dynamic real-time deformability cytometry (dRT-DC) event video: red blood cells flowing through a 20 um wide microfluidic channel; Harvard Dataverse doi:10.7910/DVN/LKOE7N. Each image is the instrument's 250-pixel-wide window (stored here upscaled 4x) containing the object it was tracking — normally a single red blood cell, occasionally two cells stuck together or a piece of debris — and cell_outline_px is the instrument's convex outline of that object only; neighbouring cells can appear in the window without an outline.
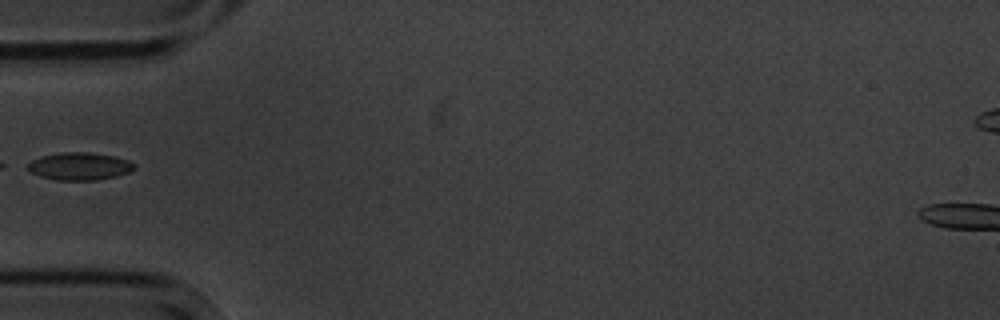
{"species": "common noctule bat (a hibernating species)", "species_latin": "Nyctalus noctula", "temperature_condition": "cold", "stored_images_in_passage": 6, "camera_frame_rate_fps": 3000, "um_per_image_px": 0.085, "animal": {"sex": "male", "body_mass_g": 20.1, "forearm_length_mm": 53.5}, "frame": {"image": 1, "passage_image": 6, "time_ms": 5.667, "image_size_px": [1000, 320], "cell_outline_px": [[136, 168], [128, 172], [116, 176], [96, 180], [56, 180], [40, 176], [28, 172], [28, 164], [32, 160], [40, 156], [60, 152], [88, 152], [116, 156], [128, 160], [136, 164]], "centroid_in_image_um": [6.76, 14.12], "position_along_channel_um": 78.2, "area_um2": 17.28}}